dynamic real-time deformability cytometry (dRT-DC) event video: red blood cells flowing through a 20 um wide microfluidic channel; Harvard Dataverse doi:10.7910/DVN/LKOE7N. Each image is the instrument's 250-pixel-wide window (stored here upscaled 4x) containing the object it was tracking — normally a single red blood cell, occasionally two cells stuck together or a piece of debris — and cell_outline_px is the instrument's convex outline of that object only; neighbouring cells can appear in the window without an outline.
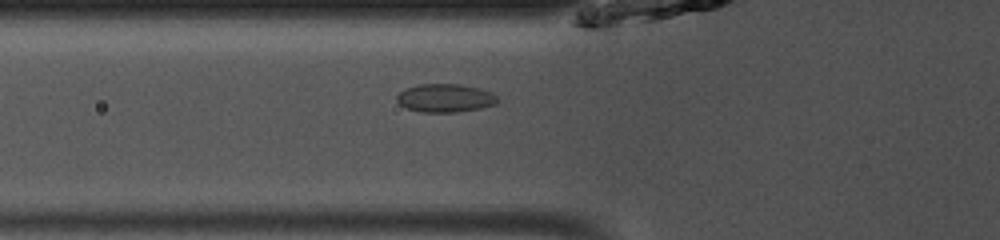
{"species": "common noctule bat (a hibernating species)", "species_latin": "Nyctalus noctula", "temperature_condition": "room temperature", "stored_images_in_passage": 34, "camera_frame_rate_fps": 3000, "um_per_image_px": 0.085, "animal": {"sex": "male", "body_mass_g": 13.0, "forearm_length_mm": 53.1}, "frame": {"image": 1, "passage_image": 3, "time_ms": 0.667, "image_size_px": [1000, 240], "cell_outline_px": [[500, 100], [496, 104], [480, 108], [456, 112], [420, 112], [404, 108], [396, 100], [396, 96], [404, 88], [420, 84], [460, 84], [480, 88], [492, 92]], "centroid_in_image_um": [37.83, 8.33], "position_along_channel_um": 88.0, "area_um2": 16.82}}
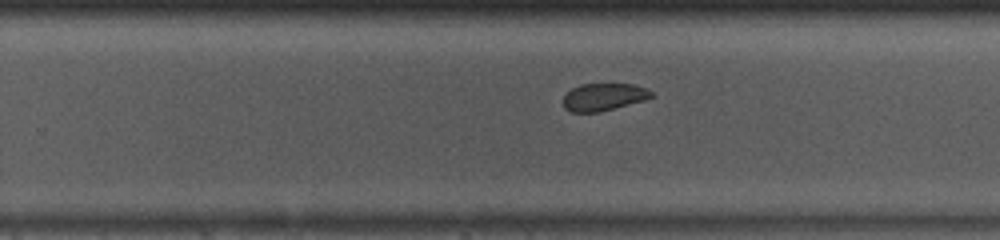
{"frame": {"image": 2, "passage_image": 17, "time_ms": 5.333, "image_size_px": [1000, 240], "cell_outline_px": [[652, 96], [644, 100], [600, 112], [572, 112], [564, 108], [564, 96], [572, 88], [580, 84], [632, 84], [644, 88], [652, 92]], "centroid_in_image_um": [51.28, 8.24], "position_along_channel_um": 278.5, "area_um2": 13.87}}
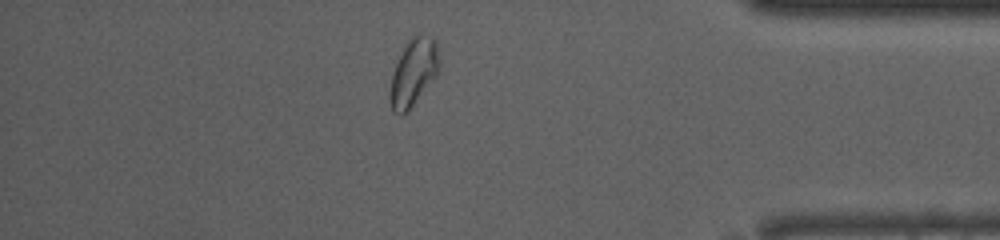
{"frame": {"image": 3, "passage_image": 28, "time_ms": 9.0, "image_size_px": [1000, 240], "cell_outline_px": [[440, 72], [408, 112], [400, 116], [392, 112], [388, 100], [388, 92], [392, 72], [408, 40], [412, 36], [420, 32], [436, 40], [440, 60]], "centroid_in_image_um": [35.14, 6.2], "position_along_channel_um": 400.1, "area_um2": 20.0}, "authors_computed_cell_mechanics": {"area_um2": 15.4615, "velocity_mm_per_s": 4.0763, "shape_relaxation_time_tau1_ms": 11.2044, "shape_relaxation_time_tau2_ms": 1.5633, "deformation_change_tau1": 0.0645, "deformation_change_tau2": 0.0427}}